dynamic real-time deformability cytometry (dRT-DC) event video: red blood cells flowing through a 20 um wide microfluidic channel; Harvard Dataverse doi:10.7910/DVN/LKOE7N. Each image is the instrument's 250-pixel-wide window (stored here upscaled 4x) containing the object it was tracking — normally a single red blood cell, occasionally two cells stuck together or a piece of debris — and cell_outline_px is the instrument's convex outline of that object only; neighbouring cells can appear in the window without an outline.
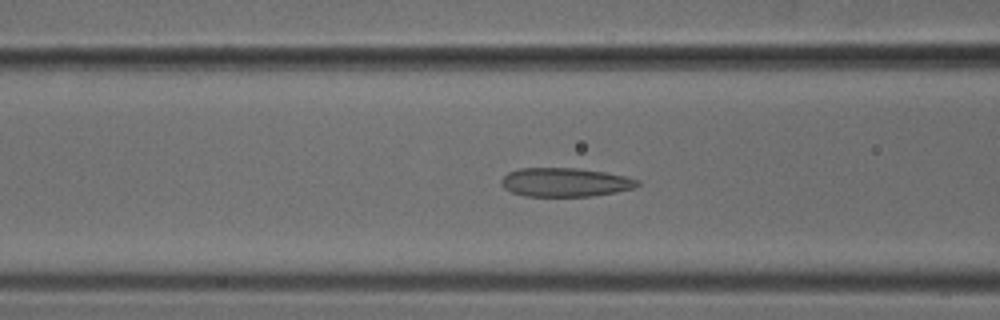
{"species": "common noctule bat (a hibernating species)", "species_latin": "Nyctalus noctula", "temperature_condition": "cold", "stored_images_in_passage": 53, "camera_frame_rate_fps": 3000, "um_per_image_px": 0.085, "animal": {"sex": "male", "body_mass_g": 18.8}, "frame": {"image": 1, "passage_image": 21, "time_ms": 6.667, "image_size_px": [1000, 320], "cell_outline_px": [[640, 184], [636, 188], [616, 192], [592, 196], [524, 196], [512, 192], [504, 188], [500, 184], [500, 180], [508, 172], [520, 168], [576, 168], [604, 172], [624, 176], [640, 180]], "centroid_in_image_um": [48.03, 15.49], "position_along_channel_um": 118.6, "area_um2": 22.95}}
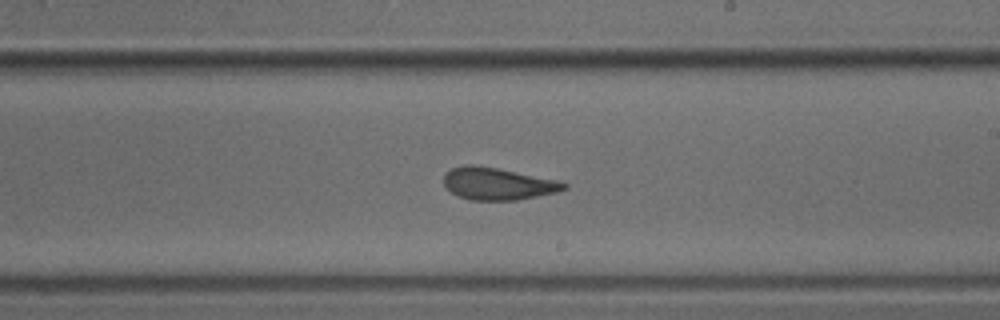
{"frame": {"image": 2, "passage_image": 31, "time_ms": 10.0, "image_size_px": [1000, 320], "cell_outline_px": [[568, 188], [556, 192], [516, 200], [468, 200], [456, 196], [444, 184], [444, 172], [452, 168], [464, 164], [472, 164], [496, 168], [560, 180], [568, 184]], "centroid_in_image_um": [42.3, 15.61], "position_along_channel_um": 246.7, "area_um2": 22.66}}
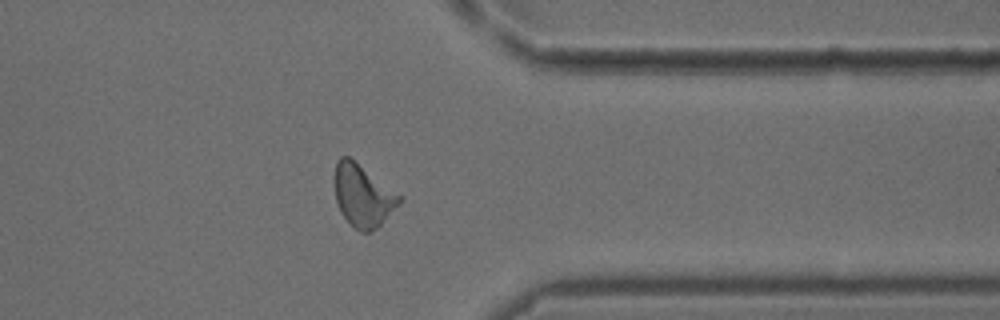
{"frame": {"image": 3, "passage_image": 42, "time_ms": 13.667, "image_size_px": [1000, 320], "cell_outline_px": [[404, 196], [380, 224], [376, 228], [368, 232], [360, 232], [340, 212], [336, 200], [336, 160], [340, 156], [348, 156]], "centroid_in_image_um": [30.86, 16.6], "position_along_channel_um": 380.5, "area_um2": 22.89}}